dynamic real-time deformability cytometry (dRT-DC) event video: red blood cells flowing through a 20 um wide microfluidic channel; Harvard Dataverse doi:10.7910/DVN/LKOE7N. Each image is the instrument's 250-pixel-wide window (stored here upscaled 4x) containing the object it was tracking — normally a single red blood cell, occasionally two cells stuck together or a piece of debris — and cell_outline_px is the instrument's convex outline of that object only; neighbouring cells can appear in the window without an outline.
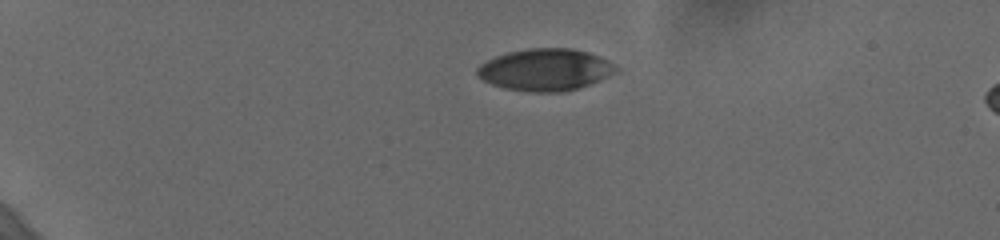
{"species": "human", "species_latin": "Homo sapiens", "temperature_condition": "cold", "stored_images_in_passage": 45, "camera_frame_rate_fps": 3000, "um_per_image_px": 0.085, "donor": {"sex": "female"}, "frame": {"image": 1, "passage_image": 1, "time_ms": 0.0, "image_size_px": [1000, 240], "cell_outline_px": [[616, 72], [608, 76], [588, 84], [564, 92], [532, 92], [504, 88], [492, 84], [484, 80], [476, 72], [476, 68], [480, 64], [496, 56], [508, 52], [528, 48], [572, 48], [588, 52], [600, 56], [608, 60], [616, 68]], "centroid_in_image_um": [46.33, 5.92], "position_along_channel_um": 38.7, "area_um2": 33.64}}
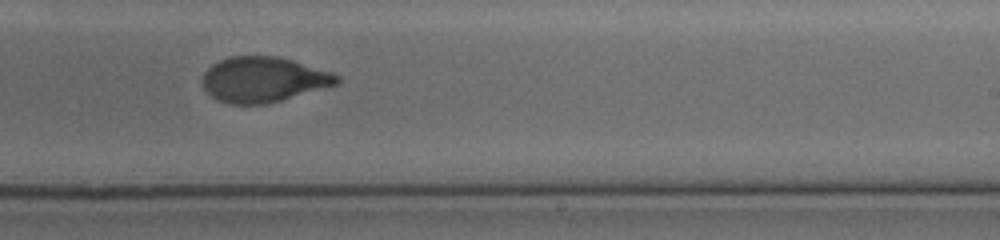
{"frame": {"image": 2, "passage_image": 26, "time_ms": 8.333, "image_size_px": [1000, 240], "cell_outline_px": [[340, 80], [336, 84], [280, 100], [264, 104], [228, 104], [216, 100], [204, 88], [204, 72], [212, 64], [220, 60], [232, 56], [276, 56], [292, 60], [340, 76]], "centroid_in_image_um": [22.34, 6.76], "position_along_channel_um": 266.7, "area_um2": 34.8}}
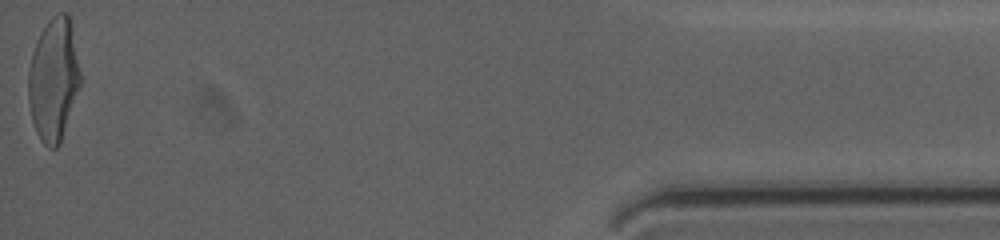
{"frame": {"image": 3, "passage_image": 45, "time_ms": 14.667, "image_size_px": [1000, 240], "cell_outline_px": [[84, 80], [60, 144], [56, 148], [48, 148], [40, 140], [36, 132], [32, 120], [28, 100], [28, 72], [32, 52], [48, 20], [56, 12], [68, 12]], "centroid_in_image_um": [4.6, 6.78], "position_along_channel_um": 430.6, "area_um2": 38.03}, "authors_computed_cell_mechanics": {"area_um2": 36.2984, "velocity_mm_per_s": 3.6571, "shape_relaxation_time_tau1_ms": 4.1442, "shape_relaxation_time_tau2_ms": 1.274, "deformation_change_tau1": 0.1905, "deformation_change_tau2": 0.064}}